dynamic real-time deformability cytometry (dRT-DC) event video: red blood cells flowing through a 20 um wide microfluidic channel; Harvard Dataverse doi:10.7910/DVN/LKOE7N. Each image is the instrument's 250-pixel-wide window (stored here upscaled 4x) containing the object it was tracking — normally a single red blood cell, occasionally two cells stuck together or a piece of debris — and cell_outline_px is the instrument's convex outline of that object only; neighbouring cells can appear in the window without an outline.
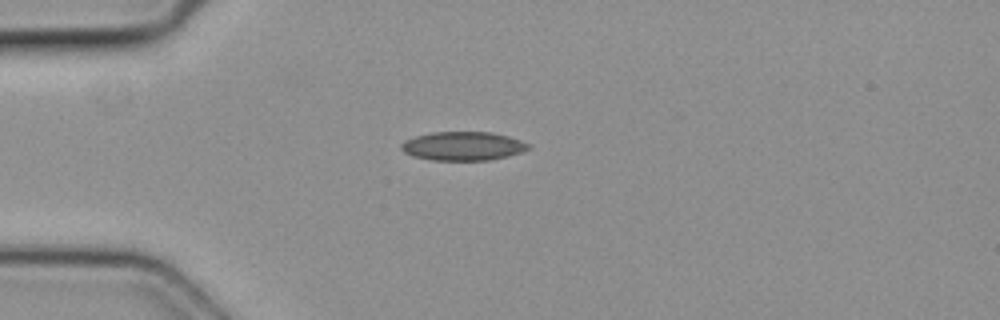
{"species": "common noctule bat (a hibernating species)", "species_latin": "Nyctalus noctula", "temperature_condition": "cold", "stored_images_in_passage": 2, "camera_frame_rate_fps": 3000, "um_per_image_px": 0.085, "animal": {"sex": "female", "body_mass_g": 19.3, "forearm_length_mm": 54.1}, "frame": {"image": 1, "passage_image": 1, "time_ms": 0.0, "image_size_px": [1000, 320], "cell_outline_px": [[532, 148], [508, 156], [492, 160], [432, 160], [412, 156], [404, 152], [400, 148], [400, 144], [404, 140], [416, 136], [432, 132], [492, 132], [508, 136], [532, 144]], "centroid_in_image_um": [39.37, 12.41], "position_along_channel_um": 45.6, "area_um2": 21.5}}